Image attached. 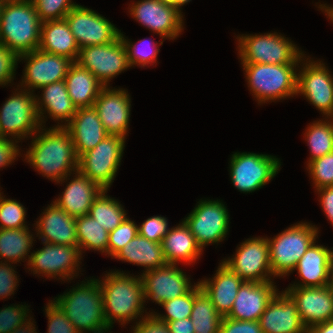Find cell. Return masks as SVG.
I'll list each match as a JSON object with an SVG mask.
<instances>
[{
  "instance_id": "7",
  "label": "cell",
  "mask_w": 333,
  "mask_h": 333,
  "mask_svg": "<svg viewBox=\"0 0 333 333\" xmlns=\"http://www.w3.org/2000/svg\"><path fill=\"white\" fill-rule=\"evenodd\" d=\"M241 64H299L304 54L289 39L276 33L237 38Z\"/></svg>"
},
{
  "instance_id": "26",
  "label": "cell",
  "mask_w": 333,
  "mask_h": 333,
  "mask_svg": "<svg viewBox=\"0 0 333 333\" xmlns=\"http://www.w3.org/2000/svg\"><path fill=\"white\" fill-rule=\"evenodd\" d=\"M244 281L226 265L220 263L213 280L198 282L201 289L211 299L216 311L227 316L234 304L238 290Z\"/></svg>"
},
{
  "instance_id": "1",
  "label": "cell",
  "mask_w": 333,
  "mask_h": 333,
  "mask_svg": "<svg viewBox=\"0 0 333 333\" xmlns=\"http://www.w3.org/2000/svg\"><path fill=\"white\" fill-rule=\"evenodd\" d=\"M52 128H40L45 132L39 131L41 134L33 138L25 158L44 177L60 183L71 175L72 170H78V157L68 130L65 127Z\"/></svg>"
},
{
  "instance_id": "51",
  "label": "cell",
  "mask_w": 333,
  "mask_h": 333,
  "mask_svg": "<svg viewBox=\"0 0 333 333\" xmlns=\"http://www.w3.org/2000/svg\"><path fill=\"white\" fill-rule=\"evenodd\" d=\"M133 329V333H170L166 322L160 321L154 313L141 317Z\"/></svg>"
},
{
  "instance_id": "53",
  "label": "cell",
  "mask_w": 333,
  "mask_h": 333,
  "mask_svg": "<svg viewBox=\"0 0 333 333\" xmlns=\"http://www.w3.org/2000/svg\"><path fill=\"white\" fill-rule=\"evenodd\" d=\"M320 193V202L327 218L333 224V186L317 189Z\"/></svg>"
},
{
  "instance_id": "34",
  "label": "cell",
  "mask_w": 333,
  "mask_h": 333,
  "mask_svg": "<svg viewBox=\"0 0 333 333\" xmlns=\"http://www.w3.org/2000/svg\"><path fill=\"white\" fill-rule=\"evenodd\" d=\"M76 236L78 248L82 250L90 249L106 253L109 241V232L103 228L89 214L75 217Z\"/></svg>"
},
{
  "instance_id": "21",
  "label": "cell",
  "mask_w": 333,
  "mask_h": 333,
  "mask_svg": "<svg viewBox=\"0 0 333 333\" xmlns=\"http://www.w3.org/2000/svg\"><path fill=\"white\" fill-rule=\"evenodd\" d=\"M129 97L125 89H109L108 86L101 89L93 107L108 135L125 139L131 108Z\"/></svg>"
},
{
  "instance_id": "2",
  "label": "cell",
  "mask_w": 333,
  "mask_h": 333,
  "mask_svg": "<svg viewBox=\"0 0 333 333\" xmlns=\"http://www.w3.org/2000/svg\"><path fill=\"white\" fill-rule=\"evenodd\" d=\"M100 287L104 317L110 328L115 320L123 325L143 314L145 300L141 276L137 278L118 271L108 272Z\"/></svg>"
},
{
  "instance_id": "50",
  "label": "cell",
  "mask_w": 333,
  "mask_h": 333,
  "mask_svg": "<svg viewBox=\"0 0 333 333\" xmlns=\"http://www.w3.org/2000/svg\"><path fill=\"white\" fill-rule=\"evenodd\" d=\"M12 268L8 263L0 262V299L14 294L16 289L18 279L16 271Z\"/></svg>"
},
{
  "instance_id": "38",
  "label": "cell",
  "mask_w": 333,
  "mask_h": 333,
  "mask_svg": "<svg viewBox=\"0 0 333 333\" xmlns=\"http://www.w3.org/2000/svg\"><path fill=\"white\" fill-rule=\"evenodd\" d=\"M327 121L325 119V121L320 120L312 123L305 133L311 150L308 163L333 152V123L329 122L331 120Z\"/></svg>"
},
{
  "instance_id": "14",
  "label": "cell",
  "mask_w": 333,
  "mask_h": 333,
  "mask_svg": "<svg viewBox=\"0 0 333 333\" xmlns=\"http://www.w3.org/2000/svg\"><path fill=\"white\" fill-rule=\"evenodd\" d=\"M246 282H268L272 269L266 238H251L243 242L233 258L222 262Z\"/></svg>"
},
{
  "instance_id": "30",
  "label": "cell",
  "mask_w": 333,
  "mask_h": 333,
  "mask_svg": "<svg viewBox=\"0 0 333 333\" xmlns=\"http://www.w3.org/2000/svg\"><path fill=\"white\" fill-rule=\"evenodd\" d=\"M161 244L168 264L177 265L178 261H184L188 264L189 262H195L202 252L201 247L197 244L194 235L184 221L177 227L169 229Z\"/></svg>"
},
{
  "instance_id": "19",
  "label": "cell",
  "mask_w": 333,
  "mask_h": 333,
  "mask_svg": "<svg viewBox=\"0 0 333 333\" xmlns=\"http://www.w3.org/2000/svg\"><path fill=\"white\" fill-rule=\"evenodd\" d=\"M144 300L155 301L161 305L165 301L186 294L191 288L186 274L175 264H165L141 275Z\"/></svg>"
},
{
  "instance_id": "28",
  "label": "cell",
  "mask_w": 333,
  "mask_h": 333,
  "mask_svg": "<svg viewBox=\"0 0 333 333\" xmlns=\"http://www.w3.org/2000/svg\"><path fill=\"white\" fill-rule=\"evenodd\" d=\"M332 251L315 241L303 254L295 268L302 278L303 284L290 287H321L328 285Z\"/></svg>"
},
{
  "instance_id": "45",
  "label": "cell",
  "mask_w": 333,
  "mask_h": 333,
  "mask_svg": "<svg viewBox=\"0 0 333 333\" xmlns=\"http://www.w3.org/2000/svg\"><path fill=\"white\" fill-rule=\"evenodd\" d=\"M26 305H14L0 310V333H11L28 320ZM27 318V319H26Z\"/></svg>"
},
{
  "instance_id": "15",
  "label": "cell",
  "mask_w": 333,
  "mask_h": 333,
  "mask_svg": "<svg viewBox=\"0 0 333 333\" xmlns=\"http://www.w3.org/2000/svg\"><path fill=\"white\" fill-rule=\"evenodd\" d=\"M44 247L28 255V266L34 274L46 277H62L71 279L77 272L81 251L78 246L43 243ZM77 267V269H76ZM75 272V273H74ZM73 274V275H72ZM72 276V277H70Z\"/></svg>"
},
{
  "instance_id": "32",
  "label": "cell",
  "mask_w": 333,
  "mask_h": 333,
  "mask_svg": "<svg viewBox=\"0 0 333 333\" xmlns=\"http://www.w3.org/2000/svg\"><path fill=\"white\" fill-rule=\"evenodd\" d=\"M40 89L43 91L42 100L36 98V107L41 125L43 122L42 117H44L43 114L46 110L52 120H65L67 122L65 124H68L75 115L77 108L69 97L65 81H57ZM43 106L45 110H43Z\"/></svg>"
},
{
  "instance_id": "42",
  "label": "cell",
  "mask_w": 333,
  "mask_h": 333,
  "mask_svg": "<svg viewBox=\"0 0 333 333\" xmlns=\"http://www.w3.org/2000/svg\"><path fill=\"white\" fill-rule=\"evenodd\" d=\"M316 189L333 186V152L308 163Z\"/></svg>"
},
{
  "instance_id": "4",
  "label": "cell",
  "mask_w": 333,
  "mask_h": 333,
  "mask_svg": "<svg viewBox=\"0 0 333 333\" xmlns=\"http://www.w3.org/2000/svg\"><path fill=\"white\" fill-rule=\"evenodd\" d=\"M55 299L79 333L108 332L110 329L104 317L100 280L90 279Z\"/></svg>"
},
{
  "instance_id": "3",
  "label": "cell",
  "mask_w": 333,
  "mask_h": 333,
  "mask_svg": "<svg viewBox=\"0 0 333 333\" xmlns=\"http://www.w3.org/2000/svg\"><path fill=\"white\" fill-rule=\"evenodd\" d=\"M41 20L32 1L5 3L0 13V44L17 57L39 48Z\"/></svg>"
},
{
  "instance_id": "55",
  "label": "cell",
  "mask_w": 333,
  "mask_h": 333,
  "mask_svg": "<svg viewBox=\"0 0 333 333\" xmlns=\"http://www.w3.org/2000/svg\"><path fill=\"white\" fill-rule=\"evenodd\" d=\"M307 333H333V320L316 324L307 330Z\"/></svg>"
},
{
  "instance_id": "12",
  "label": "cell",
  "mask_w": 333,
  "mask_h": 333,
  "mask_svg": "<svg viewBox=\"0 0 333 333\" xmlns=\"http://www.w3.org/2000/svg\"><path fill=\"white\" fill-rule=\"evenodd\" d=\"M183 221L203 250L204 246L218 243L226 237L230 220L228 210L221 201L201 200Z\"/></svg>"
},
{
  "instance_id": "29",
  "label": "cell",
  "mask_w": 333,
  "mask_h": 333,
  "mask_svg": "<svg viewBox=\"0 0 333 333\" xmlns=\"http://www.w3.org/2000/svg\"><path fill=\"white\" fill-rule=\"evenodd\" d=\"M38 49L67 57L73 62H76L80 50L65 19L46 21L41 24Z\"/></svg>"
},
{
  "instance_id": "52",
  "label": "cell",
  "mask_w": 333,
  "mask_h": 333,
  "mask_svg": "<svg viewBox=\"0 0 333 333\" xmlns=\"http://www.w3.org/2000/svg\"><path fill=\"white\" fill-rule=\"evenodd\" d=\"M11 139L1 137L0 138V167L11 164L19 155L18 146Z\"/></svg>"
},
{
  "instance_id": "48",
  "label": "cell",
  "mask_w": 333,
  "mask_h": 333,
  "mask_svg": "<svg viewBox=\"0 0 333 333\" xmlns=\"http://www.w3.org/2000/svg\"><path fill=\"white\" fill-rule=\"evenodd\" d=\"M18 57L6 46L0 44V85L13 81Z\"/></svg>"
},
{
  "instance_id": "41",
  "label": "cell",
  "mask_w": 333,
  "mask_h": 333,
  "mask_svg": "<svg viewBox=\"0 0 333 333\" xmlns=\"http://www.w3.org/2000/svg\"><path fill=\"white\" fill-rule=\"evenodd\" d=\"M41 22L61 20L77 5L71 0H31Z\"/></svg>"
},
{
  "instance_id": "56",
  "label": "cell",
  "mask_w": 333,
  "mask_h": 333,
  "mask_svg": "<svg viewBox=\"0 0 333 333\" xmlns=\"http://www.w3.org/2000/svg\"><path fill=\"white\" fill-rule=\"evenodd\" d=\"M30 320L32 319H28V321H26L25 323H23L21 326L17 327L16 329H14L11 333H37L34 327L33 322H31ZM25 324V325H24Z\"/></svg>"
},
{
  "instance_id": "25",
  "label": "cell",
  "mask_w": 333,
  "mask_h": 333,
  "mask_svg": "<svg viewBox=\"0 0 333 333\" xmlns=\"http://www.w3.org/2000/svg\"><path fill=\"white\" fill-rule=\"evenodd\" d=\"M37 234L43 243L78 246L75 217L70 216L55 202L47 207L37 221Z\"/></svg>"
},
{
  "instance_id": "16",
  "label": "cell",
  "mask_w": 333,
  "mask_h": 333,
  "mask_svg": "<svg viewBox=\"0 0 333 333\" xmlns=\"http://www.w3.org/2000/svg\"><path fill=\"white\" fill-rule=\"evenodd\" d=\"M309 62V64H308ZM304 64H306L304 66ZM297 74V94L305 95L324 115L333 117V78L325 64L306 61Z\"/></svg>"
},
{
  "instance_id": "44",
  "label": "cell",
  "mask_w": 333,
  "mask_h": 333,
  "mask_svg": "<svg viewBox=\"0 0 333 333\" xmlns=\"http://www.w3.org/2000/svg\"><path fill=\"white\" fill-rule=\"evenodd\" d=\"M120 36L122 38V41L124 43V46L126 48L127 56H128V61L130 66L133 65H141L142 67H145L148 64L155 63L157 60V54L159 52L158 45L156 43H148V45H151L153 48L151 51L147 50L145 47H139L142 46L143 44H146V40H139L141 45L136 44H131L128 40L125 39V36L120 31Z\"/></svg>"
},
{
  "instance_id": "24",
  "label": "cell",
  "mask_w": 333,
  "mask_h": 333,
  "mask_svg": "<svg viewBox=\"0 0 333 333\" xmlns=\"http://www.w3.org/2000/svg\"><path fill=\"white\" fill-rule=\"evenodd\" d=\"M57 127H65L68 130L78 158L108 136L93 106L78 108L67 125L57 124Z\"/></svg>"
},
{
  "instance_id": "61",
  "label": "cell",
  "mask_w": 333,
  "mask_h": 333,
  "mask_svg": "<svg viewBox=\"0 0 333 333\" xmlns=\"http://www.w3.org/2000/svg\"><path fill=\"white\" fill-rule=\"evenodd\" d=\"M2 6H3V3L0 1V13H1Z\"/></svg>"
},
{
  "instance_id": "57",
  "label": "cell",
  "mask_w": 333,
  "mask_h": 333,
  "mask_svg": "<svg viewBox=\"0 0 333 333\" xmlns=\"http://www.w3.org/2000/svg\"><path fill=\"white\" fill-rule=\"evenodd\" d=\"M158 1H163V2L170 3V4H174L176 6V8L181 12L180 7L191 0H158Z\"/></svg>"
},
{
  "instance_id": "35",
  "label": "cell",
  "mask_w": 333,
  "mask_h": 333,
  "mask_svg": "<svg viewBox=\"0 0 333 333\" xmlns=\"http://www.w3.org/2000/svg\"><path fill=\"white\" fill-rule=\"evenodd\" d=\"M29 228L0 229V256L11 263L25 259L33 243Z\"/></svg>"
},
{
  "instance_id": "22",
  "label": "cell",
  "mask_w": 333,
  "mask_h": 333,
  "mask_svg": "<svg viewBox=\"0 0 333 333\" xmlns=\"http://www.w3.org/2000/svg\"><path fill=\"white\" fill-rule=\"evenodd\" d=\"M259 323L262 333H307L296 303L285 291L270 300Z\"/></svg>"
},
{
  "instance_id": "47",
  "label": "cell",
  "mask_w": 333,
  "mask_h": 333,
  "mask_svg": "<svg viewBox=\"0 0 333 333\" xmlns=\"http://www.w3.org/2000/svg\"><path fill=\"white\" fill-rule=\"evenodd\" d=\"M167 219L161 216L150 217L138 227V234L155 243H161L169 232Z\"/></svg>"
},
{
  "instance_id": "27",
  "label": "cell",
  "mask_w": 333,
  "mask_h": 333,
  "mask_svg": "<svg viewBox=\"0 0 333 333\" xmlns=\"http://www.w3.org/2000/svg\"><path fill=\"white\" fill-rule=\"evenodd\" d=\"M76 173L75 178L66 185L62 196L53 201L73 217L88 215L94 199L103 190L79 170Z\"/></svg>"
},
{
  "instance_id": "60",
  "label": "cell",
  "mask_w": 333,
  "mask_h": 333,
  "mask_svg": "<svg viewBox=\"0 0 333 333\" xmlns=\"http://www.w3.org/2000/svg\"><path fill=\"white\" fill-rule=\"evenodd\" d=\"M3 4L5 3H13V2H27L30 0H0Z\"/></svg>"
},
{
  "instance_id": "10",
  "label": "cell",
  "mask_w": 333,
  "mask_h": 333,
  "mask_svg": "<svg viewBox=\"0 0 333 333\" xmlns=\"http://www.w3.org/2000/svg\"><path fill=\"white\" fill-rule=\"evenodd\" d=\"M230 161L231 181L240 192L246 193L268 183L281 165L275 156L245 152H236Z\"/></svg>"
},
{
  "instance_id": "54",
  "label": "cell",
  "mask_w": 333,
  "mask_h": 333,
  "mask_svg": "<svg viewBox=\"0 0 333 333\" xmlns=\"http://www.w3.org/2000/svg\"><path fill=\"white\" fill-rule=\"evenodd\" d=\"M170 333H195L192 320L190 318L166 322Z\"/></svg>"
},
{
  "instance_id": "5",
  "label": "cell",
  "mask_w": 333,
  "mask_h": 333,
  "mask_svg": "<svg viewBox=\"0 0 333 333\" xmlns=\"http://www.w3.org/2000/svg\"><path fill=\"white\" fill-rule=\"evenodd\" d=\"M298 64H243L248 87L259 103L297 94ZM295 67V68H294Z\"/></svg>"
},
{
  "instance_id": "39",
  "label": "cell",
  "mask_w": 333,
  "mask_h": 333,
  "mask_svg": "<svg viewBox=\"0 0 333 333\" xmlns=\"http://www.w3.org/2000/svg\"><path fill=\"white\" fill-rule=\"evenodd\" d=\"M193 287L184 295L176 297L172 300L165 301L161 304L167 314H154L160 321L171 322L180 319L190 318L196 295L202 290L200 284L192 285Z\"/></svg>"
},
{
  "instance_id": "6",
  "label": "cell",
  "mask_w": 333,
  "mask_h": 333,
  "mask_svg": "<svg viewBox=\"0 0 333 333\" xmlns=\"http://www.w3.org/2000/svg\"><path fill=\"white\" fill-rule=\"evenodd\" d=\"M317 234V227L302 222L289 227L271 240L267 238L273 276H286L295 270L298 261L318 237Z\"/></svg>"
},
{
  "instance_id": "43",
  "label": "cell",
  "mask_w": 333,
  "mask_h": 333,
  "mask_svg": "<svg viewBox=\"0 0 333 333\" xmlns=\"http://www.w3.org/2000/svg\"><path fill=\"white\" fill-rule=\"evenodd\" d=\"M138 234V226L126 218L118 227L109 232L107 254L114 257Z\"/></svg>"
},
{
  "instance_id": "58",
  "label": "cell",
  "mask_w": 333,
  "mask_h": 333,
  "mask_svg": "<svg viewBox=\"0 0 333 333\" xmlns=\"http://www.w3.org/2000/svg\"><path fill=\"white\" fill-rule=\"evenodd\" d=\"M329 287L331 288V291L333 293V250L331 255V262H330V274H329Z\"/></svg>"
},
{
  "instance_id": "40",
  "label": "cell",
  "mask_w": 333,
  "mask_h": 333,
  "mask_svg": "<svg viewBox=\"0 0 333 333\" xmlns=\"http://www.w3.org/2000/svg\"><path fill=\"white\" fill-rule=\"evenodd\" d=\"M0 193V229L27 228L24 206L12 199H4Z\"/></svg>"
},
{
  "instance_id": "46",
  "label": "cell",
  "mask_w": 333,
  "mask_h": 333,
  "mask_svg": "<svg viewBox=\"0 0 333 333\" xmlns=\"http://www.w3.org/2000/svg\"><path fill=\"white\" fill-rule=\"evenodd\" d=\"M45 312L48 318V333H79L54 301L48 303Z\"/></svg>"
},
{
  "instance_id": "49",
  "label": "cell",
  "mask_w": 333,
  "mask_h": 333,
  "mask_svg": "<svg viewBox=\"0 0 333 333\" xmlns=\"http://www.w3.org/2000/svg\"><path fill=\"white\" fill-rule=\"evenodd\" d=\"M219 333H262L259 321H242L223 317Z\"/></svg>"
},
{
  "instance_id": "18",
  "label": "cell",
  "mask_w": 333,
  "mask_h": 333,
  "mask_svg": "<svg viewBox=\"0 0 333 333\" xmlns=\"http://www.w3.org/2000/svg\"><path fill=\"white\" fill-rule=\"evenodd\" d=\"M19 59H26L27 64L24 70L22 84L32 92L51 83L63 81L67 75L70 65L73 63L67 57L43 52L39 49L18 56ZM26 84V85H25Z\"/></svg>"
},
{
  "instance_id": "20",
  "label": "cell",
  "mask_w": 333,
  "mask_h": 333,
  "mask_svg": "<svg viewBox=\"0 0 333 333\" xmlns=\"http://www.w3.org/2000/svg\"><path fill=\"white\" fill-rule=\"evenodd\" d=\"M285 292L297 305L300 319L307 330L333 320V293L329 285L321 287H288Z\"/></svg>"
},
{
  "instance_id": "13",
  "label": "cell",
  "mask_w": 333,
  "mask_h": 333,
  "mask_svg": "<svg viewBox=\"0 0 333 333\" xmlns=\"http://www.w3.org/2000/svg\"><path fill=\"white\" fill-rule=\"evenodd\" d=\"M64 19L79 48L108 44L120 36V30L105 17L78 4Z\"/></svg>"
},
{
  "instance_id": "8",
  "label": "cell",
  "mask_w": 333,
  "mask_h": 333,
  "mask_svg": "<svg viewBox=\"0 0 333 333\" xmlns=\"http://www.w3.org/2000/svg\"><path fill=\"white\" fill-rule=\"evenodd\" d=\"M125 139L108 135L93 149L78 158V170L103 190H108L116 177L125 147Z\"/></svg>"
},
{
  "instance_id": "11",
  "label": "cell",
  "mask_w": 333,
  "mask_h": 333,
  "mask_svg": "<svg viewBox=\"0 0 333 333\" xmlns=\"http://www.w3.org/2000/svg\"><path fill=\"white\" fill-rule=\"evenodd\" d=\"M107 87L110 79L131 67L121 36L111 43L80 48L76 60Z\"/></svg>"
},
{
  "instance_id": "36",
  "label": "cell",
  "mask_w": 333,
  "mask_h": 333,
  "mask_svg": "<svg viewBox=\"0 0 333 333\" xmlns=\"http://www.w3.org/2000/svg\"><path fill=\"white\" fill-rule=\"evenodd\" d=\"M107 190H102L94 199L89 215L95 219L108 232L113 231L126 218V212L121 204L106 195Z\"/></svg>"
},
{
  "instance_id": "37",
  "label": "cell",
  "mask_w": 333,
  "mask_h": 333,
  "mask_svg": "<svg viewBox=\"0 0 333 333\" xmlns=\"http://www.w3.org/2000/svg\"><path fill=\"white\" fill-rule=\"evenodd\" d=\"M222 318L211 299L201 290L194 299L190 315L195 333H219Z\"/></svg>"
},
{
  "instance_id": "59",
  "label": "cell",
  "mask_w": 333,
  "mask_h": 333,
  "mask_svg": "<svg viewBox=\"0 0 333 333\" xmlns=\"http://www.w3.org/2000/svg\"><path fill=\"white\" fill-rule=\"evenodd\" d=\"M319 6L321 10L323 9L327 13L326 15L329 17V19L333 21V7H329L328 5L326 6V4L325 5L321 4Z\"/></svg>"
},
{
  "instance_id": "33",
  "label": "cell",
  "mask_w": 333,
  "mask_h": 333,
  "mask_svg": "<svg viewBox=\"0 0 333 333\" xmlns=\"http://www.w3.org/2000/svg\"><path fill=\"white\" fill-rule=\"evenodd\" d=\"M113 258L144 266L146 271L167 264L161 243H155L137 234Z\"/></svg>"
},
{
  "instance_id": "31",
  "label": "cell",
  "mask_w": 333,
  "mask_h": 333,
  "mask_svg": "<svg viewBox=\"0 0 333 333\" xmlns=\"http://www.w3.org/2000/svg\"><path fill=\"white\" fill-rule=\"evenodd\" d=\"M69 97L78 108L92 107L104 87L86 68L73 62L64 79Z\"/></svg>"
},
{
  "instance_id": "23",
  "label": "cell",
  "mask_w": 333,
  "mask_h": 333,
  "mask_svg": "<svg viewBox=\"0 0 333 333\" xmlns=\"http://www.w3.org/2000/svg\"><path fill=\"white\" fill-rule=\"evenodd\" d=\"M273 283L244 281L226 317L242 321H259L268 303L277 293Z\"/></svg>"
},
{
  "instance_id": "9",
  "label": "cell",
  "mask_w": 333,
  "mask_h": 333,
  "mask_svg": "<svg viewBox=\"0 0 333 333\" xmlns=\"http://www.w3.org/2000/svg\"><path fill=\"white\" fill-rule=\"evenodd\" d=\"M27 89L13 95L6 100L0 110V133L7 138V134L12 138H25L35 134L41 128L36 96Z\"/></svg>"
},
{
  "instance_id": "17",
  "label": "cell",
  "mask_w": 333,
  "mask_h": 333,
  "mask_svg": "<svg viewBox=\"0 0 333 333\" xmlns=\"http://www.w3.org/2000/svg\"><path fill=\"white\" fill-rule=\"evenodd\" d=\"M133 4L130 15L162 39H175L183 30L182 12L174 4L158 0H142Z\"/></svg>"
}]
</instances>
